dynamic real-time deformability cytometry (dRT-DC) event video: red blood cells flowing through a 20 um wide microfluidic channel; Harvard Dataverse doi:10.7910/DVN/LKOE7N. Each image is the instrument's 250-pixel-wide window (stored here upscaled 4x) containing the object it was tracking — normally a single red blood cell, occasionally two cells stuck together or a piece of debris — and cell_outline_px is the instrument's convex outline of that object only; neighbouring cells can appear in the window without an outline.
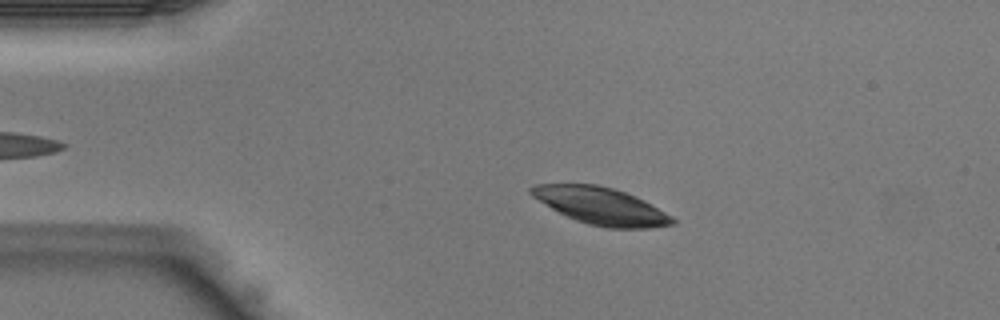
{"species": "Egyptian fruit bat (a non-hibernating species)", "species_latin": "Rousettus aegyptiacus", "temperature_condition": "warm", "stored_images_in_passage": 37, "camera_frame_rate_fps": 3000, "um_per_image_px": 0.085, "animal": {"sex": "male"}, "frame": {"image": 1, "passage_image": 8, "time_ms": 2.333, "image_size_px": [1000, 320], "cell_outline_px": [[676, 224], [648, 228], [608, 228], [588, 224], [576, 220], [552, 208], [532, 196], [528, 192], [528, 188], [536, 184], [596, 184], [612, 188], [624, 192], [644, 200], [672, 216], [676, 220]], "centroid_in_image_um": [51.09, 17.51], "position_along_channel_um": 33.9, "area_um2": 30.23}}
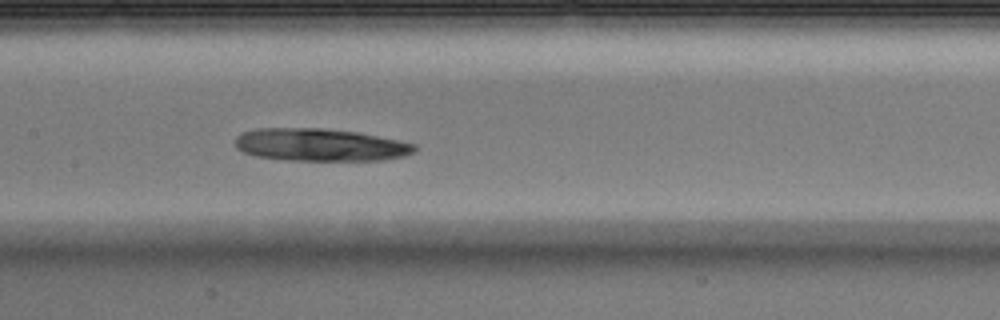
{"frame": {"image": 2, "passage_image": 20, "time_ms": 6.333, "image_size_px": [1000, 320], "cell_outline_px": [[416, 148], [412, 152], [404, 156], [380, 160], [288, 160], [256, 156], [244, 152], [236, 148], [236, 136], [240, 132], [256, 128], [324, 128], [356, 132], [416, 144]], "centroid_in_image_um": [27.15, 12.3], "position_along_channel_um": 180.2, "area_um2": 33.87}}
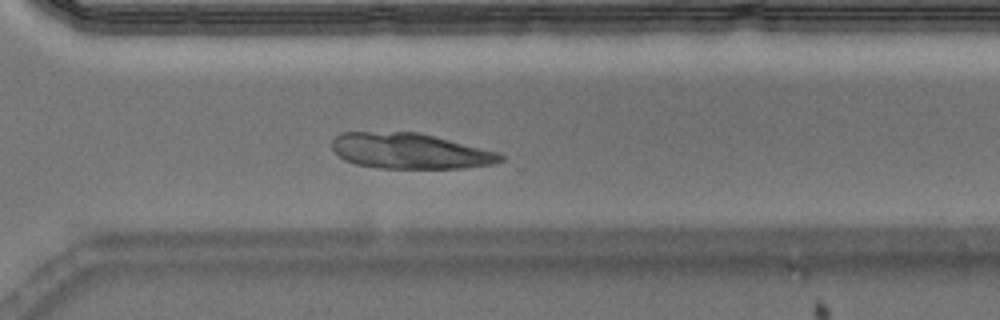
{"frame": {"image": 3, "passage_image": 30, "time_ms": 9.667, "image_size_px": [1000, 320], "cell_outline_px": [[504, 160], [492, 164], [464, 168], [376, 168], [356, 164], [344, 160], [332, 148], [332, 140], [340, 132], [420, 132], [500, 152], [504, 156]], "centroid_in_image_um": [34.87, 12.83], "position_along_channel_um": 335.7, "area_um2": 35.14}}